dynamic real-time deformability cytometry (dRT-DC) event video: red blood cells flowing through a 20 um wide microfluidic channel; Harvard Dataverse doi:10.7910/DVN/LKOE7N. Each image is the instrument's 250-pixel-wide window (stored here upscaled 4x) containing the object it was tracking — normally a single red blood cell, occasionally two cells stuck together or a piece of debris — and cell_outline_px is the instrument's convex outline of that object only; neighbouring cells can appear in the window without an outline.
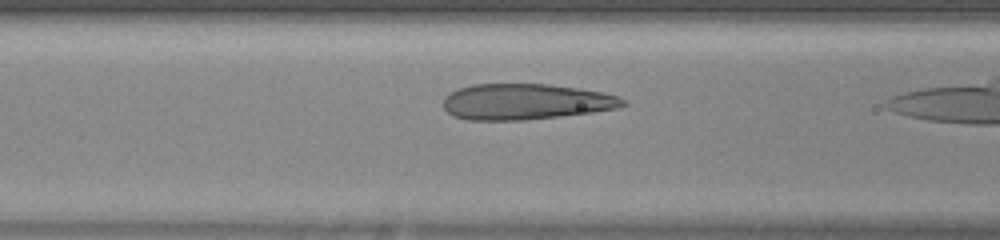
{"species": "human", "species_latin": "Homo sapiens", "temperature_condition": "warm", "stored_images_in_passage": 20, "camera_frame_rate_fps": 3000, "um_per_image_px": 0.085, "donor": {"sex": "female"}, "frame": {"image": 1, "passage_image": 9, "time_ms": 2.667, "image_size_px": [1000, 240], "cell_outline_px": [[628, 104], [616, 108], [592, 112], [560, 116], [524, 120], [468, 120], [452, 116], [444, 108], [444, 96], [460, 88], [472, 84], [548, 84], [580, 88], [604, 92], [616, 96], [624, 100]], "centroid_in_image_um": [44.67, 8.64], "position_along_channel_um": 121.9, "area_um2": 37.51}}